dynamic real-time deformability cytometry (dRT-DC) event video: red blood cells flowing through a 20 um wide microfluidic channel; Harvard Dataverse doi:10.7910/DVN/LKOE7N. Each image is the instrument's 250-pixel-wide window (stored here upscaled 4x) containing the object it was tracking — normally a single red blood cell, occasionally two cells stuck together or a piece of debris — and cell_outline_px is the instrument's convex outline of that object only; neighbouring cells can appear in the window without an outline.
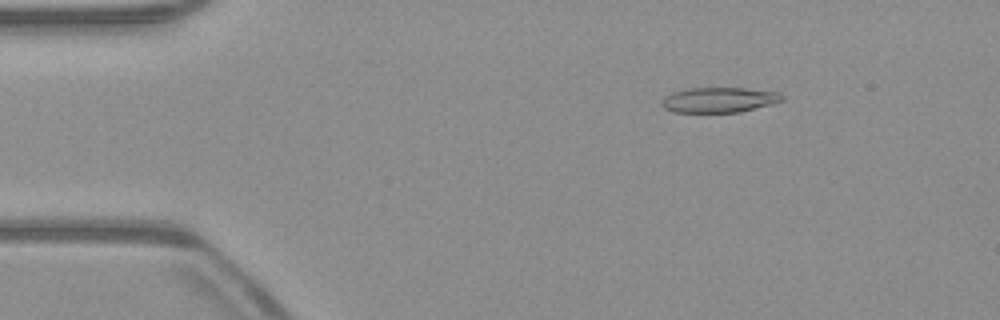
{"species": "common noctule bat (a hibernating species)", "species_latin": "Nyctalus noctula", "temperature_condition": "warm", "stored_images_in_passage": 51, "camera_frame_rate_fps": 3000, "um_per_image_px": 0.085, "animal": {"sex": "male", "body_mass_g": 23.1, "forearm_length_mm": 52.7}, "frame": {"image": 1, "passage_image": 7, "time_ms": 2.0, "image_size_px": [1000, 320], "cell_outline_px": [[784, 100], [772, 104], [740, 112], [672, 112], [664, 108], [660, 104], [664, 96], [672, 92], [684, 88], [744, 88], [776, 92], [784, 96]], "centroid_in_image_um": [61.08, 8.49], "position_along_channel_um": 23.9, "area_um2": 17.74}}
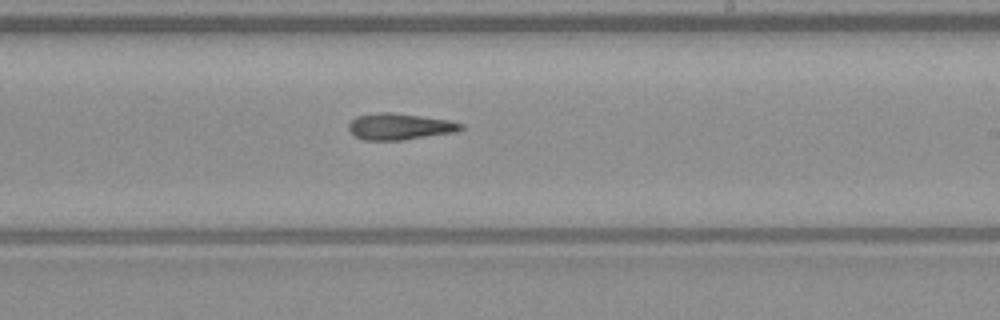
{"frame": {"image": 2, "passage_image": 30, "time_ms": 9.667, "image_size_px": [1000, 320], "cell_outline_px": [[464, 128], [456, 132], [404, 140], [364, 140], [356, 136], [348, 128], [348, 124], [356, 116], [380, 112], [392, 112], [448, 120], [464, 124]], "centroid_in_image_um": [33.99, 10.76], "position_along_channel_um": 255.0, "area_um2": 17.22}}
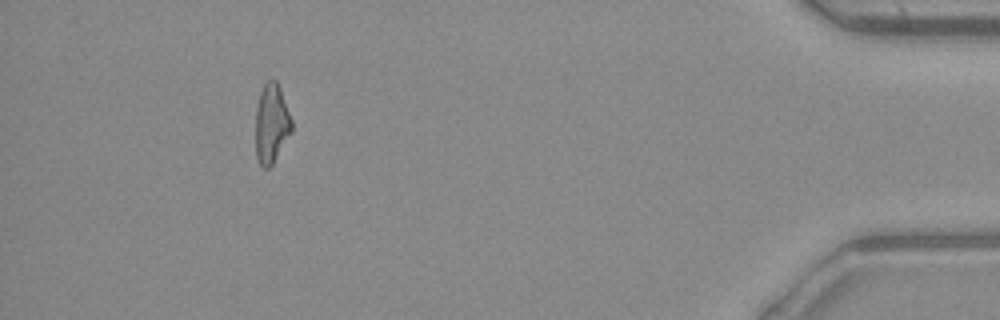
{"frame": {"image": 3, "passage_image": 47, "time_ms": 15.333, "image_size_px": [1000, 320], "cell_outline_px": [[292, 132], [272, 164], [268, 168], [264, 168], [260, 164], [256, 156], [256, 108], [260, 92], [264, 84], [268, 80], [276, 80], [280, 88], [292, 120]], "centroid_in_image_um": [23.08, 10.5], "position_along_channel_um": 412.1, "area_um2": 16.59}, "authors_computed_cell_mechanics": {"area_um2": 17.4556, "velocity_mm_per_s": 3.9538, "shape_relaxation_time_tau1_ms": 5.2338, "shape_relaxation_time_tau2_ms": 6.1561, "deformation_change_tau1": 0.1998, "deformation_change_tau2": 0.2101}}